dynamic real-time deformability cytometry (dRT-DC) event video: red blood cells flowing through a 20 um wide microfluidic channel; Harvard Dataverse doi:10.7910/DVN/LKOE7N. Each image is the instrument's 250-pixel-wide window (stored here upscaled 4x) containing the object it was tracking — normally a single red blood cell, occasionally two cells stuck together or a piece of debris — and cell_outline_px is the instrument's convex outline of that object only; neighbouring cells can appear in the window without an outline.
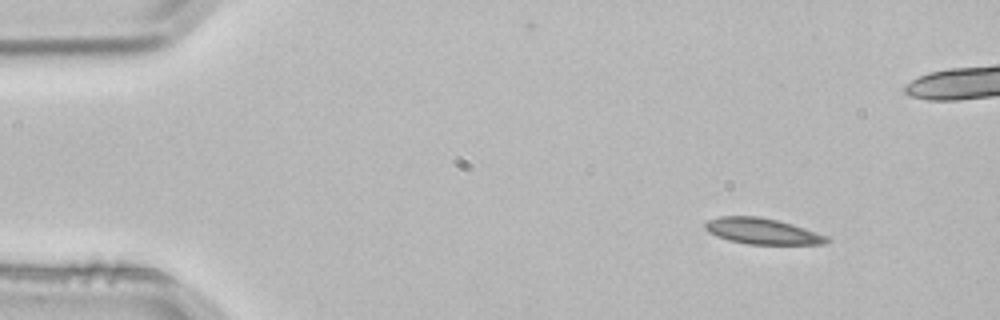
{"species": "common noctule bat (a hibernating species)", "species_latin": "Nyctalus noctula", "temperature_condition": "room temperature", "stored_images_in_passage": 4, "camera_frame_rate_fps": 3000, "um_per_image_px": 0.085, "animal": {"sex": "male", "body_mass_g": 21.5, "forearm_length_mm": 52.0}, "frame": {"image": 1, "passage_image": 1, "time_ms": 0.0, "image_size_px": [1000, 320], "cell_outline_px": [[832, 240], [828, 244], [748, 244], [728, 240], [716, 236], [708, 232], [704, 228], [704, 224], [708, 220], [720, 216], [760, 216], [792, 224], [828, 236]], "centroid_in_image_um": [64.79, 19.65], "position_along_channel_um": 20.2, "area_um2": 18.5}}